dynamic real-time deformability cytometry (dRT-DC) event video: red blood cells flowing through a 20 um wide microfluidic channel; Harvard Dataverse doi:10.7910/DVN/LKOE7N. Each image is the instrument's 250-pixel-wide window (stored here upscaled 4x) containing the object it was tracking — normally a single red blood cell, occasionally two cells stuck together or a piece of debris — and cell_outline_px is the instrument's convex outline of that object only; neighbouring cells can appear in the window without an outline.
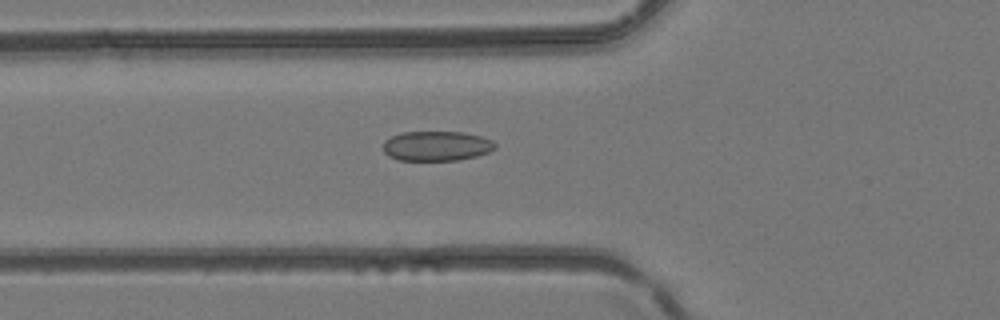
{"species": "common noctule bat (a hibernating species)", "species_latin": "Nyctalus noctula", "temperature_condition": "room temperature", "stored_images_in_passage": 35, "camera_frame_rate_fps": 3000, "um_per_image_px": 0.085, "animal": {"sex": "female", "body_mass_g": 24.6, "forearm_length_mm": 56.2}, "frame": {"image": 1, "passage_image": 8, "time_ms": 2.333, "image_size_px": [1000, 320], "cell_outline_px": [[496, 148], [488, 152], [476, 156], [456, 160], [400, 160], [388, 156], [384, 152], [384, 140], [400, 132], [464, 132], [480, 136], [492, 140], [496, 144]], "centroid_in_image_um": [37.1, 12.4], "position_along_channel_um": 88.7, "area_um2": 19.42}}
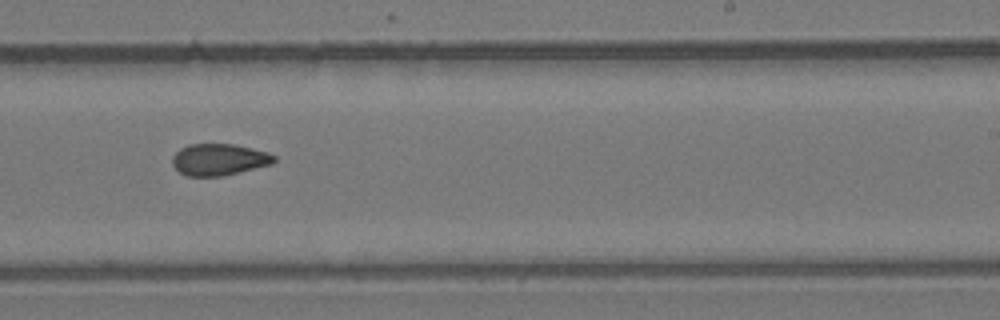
{"frame": {"image": 2, "passage_image": 19, "time_ms": 6.0, "image_size_px": [1000, 320], "cell_outline_px": [[276, 160], [272, 164], [240, 172], [220, 176], [188, 176], [180, 172], [172, 164], [172, 156], [180, 148], [188, 144], [236, 144], [268, 152], [276, 156]], "centroid_in_image_um": [18.63, 13.55], "position_along_channel_um": 270.4, "area_um2": 18.84}}
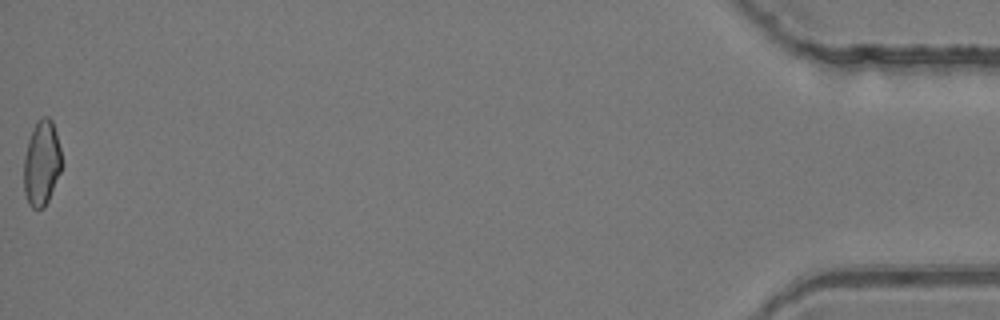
{"frame": {"image": 3, "passage_image": 35, "time_ms": 11.333, "image_size_px": [1000, 320], "cell_outline_px": [[64, 164], [48, 200], [44, 208], [32, 208], [28, 204], [24, 192], [24, 156], [28, 140], [36, 120], [40, 116], [48, 116], [52, 120], [56, 132]], "centroid_in_image_um": [3.55, 13.84], "position_along_channel_um": 431.6, "area_um2": 19.13}}